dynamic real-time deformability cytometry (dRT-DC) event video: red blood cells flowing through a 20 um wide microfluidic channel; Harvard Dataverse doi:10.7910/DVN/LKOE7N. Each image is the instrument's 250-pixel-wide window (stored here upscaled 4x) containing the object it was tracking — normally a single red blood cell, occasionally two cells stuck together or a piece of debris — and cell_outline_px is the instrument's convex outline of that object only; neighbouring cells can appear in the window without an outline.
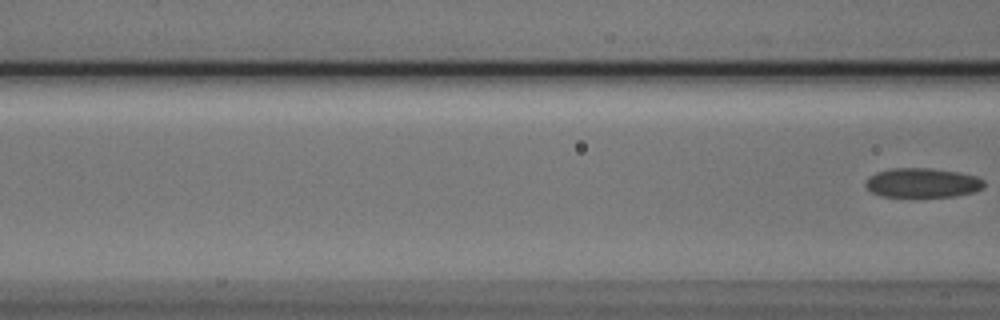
{"species": "Egyptian fruit bat (a non-hibernating species)", "species_latin": "Rousettus aegyptiacus", "temperature_condition": "cold", "stored_images_in_passage": 7, "camera_frame_rate_fps": 3000, "um_per_image_px": 0.085, "animal": {"sex": "male"}, "frame": {"image": 1, "passage_image": 7, "time_ms": 2.0, "image_size_px": [1000, 320], "cell_outline_px": [[984, 188], [976, 192], [956, 196], [916, 200], [912, 200], [880, 196], [872, 192], [864, 184], [868, 176], [876, 172], [892, 168], [932, 168], [960, 172], [976, 176], [984, 180]], "centroid_in_image_um": [78.4, 15.59], "position_along_channel_um": 88.2, "area_um2": 21.62}}